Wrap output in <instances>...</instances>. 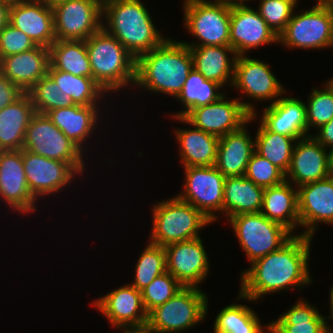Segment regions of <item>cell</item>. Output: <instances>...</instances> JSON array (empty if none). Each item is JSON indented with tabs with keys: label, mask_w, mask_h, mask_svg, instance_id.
Wrapping results in <instances>:
<instances>
[{
	"label": "cell",
	"mask_w": 333,
	"mask_h": 333,
	"mask_svg": "<svg viewBox=\"0 0 333 333\" xmlns=\"http://www.w3.org/2000/svg\"><path fill=\"white\" fill-rule=\"evenodd\" d=\"M312 237L294 235L280 249L251 263L241 273L238 299L259 300L263 295L305 287L312 283L308 270ZM296 286V287H295Z\"/></svg>",
	"instance_id": "cell-1"
},
{
	"label": "cell",
	"mask_w": 333,
	"mask_h": 333,
	"mask_svg": "<svg viewBox=\"0 0 333 333\" xmlns=\"http://www.w3.org/2000/svg\"><path fill=\"white\" fill-rule=\"evenodd\" d=\"M193 69L190 48L183 41L165 39L159 46L136 58V86L176 98Z\"/></svg>",
	"instance_id": "cell-2"
},
{
	"label": "cell",
	"mask_w": 333,
	"mask_h": 333,
	"mask_svg": "<svg viewBox=\"0 0 333 333\" xmlns=\"http://www.w3.org/2000/svg\"><path fill=\"white\" fill-rule=\"evenodd\" d=\"M102 18V27L136 58L166 39L141 0H103Z\"/></svg>",
	"instance_id": "cell-3"
},
{
	"label": "cell",
	"mask_w": 333,
	"mask_h": 333,
	"mask_svg": "<svg viewBox=\"0 0 333 333\" xmlns=\"http://www.w3.org/2000/svg\"><path fill=\"white\" fill-rule=\"evenodd\" d=\"M93 79L106 93L135 85L136 57L103 27L85 40Z\"/></svg>",
	"instance_id": "cell-4"
},
{
	"label": "cell",
	"mask_w": 333,
	"mask_h": 333,
	"mask_svg": "<svg viewBox=\"0 0 333 333\" xmlns=\"http://www.w3.org/2000/svg\"><path fill=\"white\" fill-rule=\"evenodd\" d=\"M152 209L153 227L149 242L163 247L201 237L199 231L212 223L177 196L154 204Z\"/></svg>",
	"instance_id": "cell-5"
},
{
	"label": "cell",
	"mask_w": 333,
	"mask_h": 333,
	"mask_svg": "<svg viewBox=\"0 0 333 333\" xmlns=\"http://www.w3.org/2000/svg\"><path fill=\"white\" fill-rule=\"evenodd\" d=\"M208 296L199 287H183L171 299L148 313L155 333H180L201 323L208 313Z\"/></svg>",
	"instance_id": "cell-6"
},
{
	"label": "cell",
	"mask_w": 333,
	"mask_h": 333,
	"mask_svg": "<svg viewBox=\"0 0 333 333\" xmlns=\"http://www.w3.org/2000/svg\"><path fill=\"white\" fill-rule=\"evenodd\" d=\"M185 29L200 41L183 42L188 47L230 46L231 5L212 0H185Z\"/></svg>",
	"instance_id": "cell-7"
},
{
	"label": "cell",
	"mask_w": 333,
	"mask_h": 333,
	"mask_svg": "<svg viewBox=\"0 0 333 333\" xmlns=\"http://www.w3.org/2000/svg\"><path fill=\"white\" fill-rule=\"evenodd\" d=\"M250 264L280 249L294 235L285 226L269 220L261 212L227 218Z\"/></svg>",
	"instance_id": "cell-8"
},
{
	"label": "cell",
	"mask_w": 333,
	"mask_h": 333,
	"mask_svg": "<svg viewBox=\"0 0 333 333\" xmlns=\"http://www.w3.org/2000/svg\"><path fill=\"white\" fill-rule=\"evenodd\" d=\"M23 149L52 160L67 162L80 175L86 169L84 151L55 126L46 114L35 113L32 116L26 129Z\"/></svg>",
	"instance_id": "cell-9"
},
{
	"label": "cell",
	"mask_w": 333,
	"mask_h": 333,
	"mask_svg": "<svg viewBox=\"0 0 333 333\" xmlns=\"http://www.w3.org/2000/svg\"><path fill=\"white\" fill-rule=\"evenodd\" d=\"M254 108L249 102L223 95L216 102L192 109L185 117L173 118L220 138L252 122L257 117Z\"/></svg>",
	"instance_id": "cell-10"
},
{
	"label": "cell",
	"mask_w": 333,
	"mask_h": 333,
	"mask_svg": "<svg viewBox=\"0 0 333 333\" xmlns=\"http://www.w3.org/2000/svg\"><path fill=\"white\" fill-rule=\"evenodd\" d=\"M292 14L278 43L288 48H333V15L329 6L314 5L305 12Z\"/></svg>",
	"instance_id": "cell-11"
},
{
	"label": "cell",
	"mask_w": 333,
	"mask_h": 333,
	"mask_svg": "<svg viewBox=\"0 0 333 333\" xmlns=\"http://www.w3.org/2000/svg\"><path fill=\"white\" fill-rule=\"evenodd\" d=\"M183 168L186 180L183 183L184 190L176 196L198 209L212 223L215 222L218 220V211L223 214L226 177L215 165Z\"/></svg>",
	"instance_id": "cell-12"
},
{
	"label": "cell",
	"mask_w": 333,
	"mask_h": 333,
	"mask_svg": "<svg viewBox=\"0 0 333 333\" xmlns=\"http://www.w3.org/2000/svg\"><path fill=\"white\" fill-rule=\"evenodd\" d=\"M103 0H67L53 8L56 40H87L103 25Z\"/></svg>",
	"instance_id": "cell-13"
},
{
	"label": "cell",
	"mask_w": 333,
	"mask_h": 333,
	"mask_svg": "<svg viewBox=\"0 0 333 333\" xmlns=\"http://www.w3.org/2000/svg\"><path fill=\"white\" fill-rule=\"evenodd\" d=\"M22 159L28 187L35 199L60 192L79 175L67 162L52 160L25 149H22Z\"/></svg>",
	"instance_id": "cell-14"
},
{
	"label": "cell",
	"mask_w": 333,
	"mask_h": 333,
	"mask_svg": "<svg viewBox=\"0 0 333 333\" xmlns=\"http://www.w3.org/2000/svg\"><path fill=\"white\" fill-rule=\"evenodd\" d=\"M164 248L166 271L184 287H198L209 275L210 263L200 237L172 243Z\"/></svg>",
	"instance_id": "cell-15"
},
{
	"label": "cell",
	"mask_w": 333,
	"mask_h": 333,
	"mask_svg": "<svg viewBox=\"0 0 333 333\" xmlns=\"http://www.w3.org/2000/svg\"><path fill=\"white\" fill-rule=\"evenodd\" d=\"M297 199L299 227L306 228L299 235L313 238L316 224L333 225V174L297 187Z\"/></svg>",
	"instance_id": "cell-16"
},
{
	"label": "cell",
	"mask_w": 333,
	"mask_h": 333,
	"mask_svg": "<svg viewBox=\"0 0 333 333\" xmlns=\"http://www.w3.org/2000/svg\"><path fill=\"white\" fill-rule=\"evenodd\" d=\"M230 46L237 56L260 45L278 42L277 34L267 25L258 11L246 4L231 5Z\"/></svg>",
	"instance_id": "cell-17"
},
{
	"label": "cell",
	"mask_w": 333,
	"mask_h": 333,
	"mask_svg": "<svg viewBox=\"0 0 333 333\" xmlns=\"http://www.w3.org/2000/svg\"><path fill=\"white\" fill-rule=\"evenodd\" d=\"M232 86L254 101L276 99L272 102L274 103L286 92L267 63L246 55L236 57Z\"/></svg>",
	"instance_id": "cell-18"
},
{
	"label": "cell",
	"mask_w": 333,
	"mask_h": 333,
	"mask_svg": "<svg viewBox=\"0 0 333 333\" xmlns=\"http://www.w3.org/2000/svg\"><path fill=\"white\" fill-rule=\"evenodd\" d=\"M327 150L312 135L298 139L293 148L289 169L285 174L286 181L299 187L332 175Z\"/></svg>",
	"instance_id": "cell-19"
},
{
	"label": "cell",
	"mask_w": 333,
	"mask_h": 333,
	"mask_svg": "<svg viewBox=\"0 0 333 333\" xmlns=\"http://www.w3.org/2000/svg\"><path fill=\"white\" fill-rule=\"evenodd\" d=\"M0 198L19 213L29 214L37 209V200L28 187L22 149L0 151Z\"/></svg>",
	"instance_id": "cell-20"
},
{
	"label": "cell",
	"mask_w": 333,
	"mask_h": 333,
	"mask_svg": "<svg viewBox=\"0 0 333 333\" xmlns=\"http://www.w3.org/2000/svg\"><path fill=\"white\" fill-rule=\"evenodd\" d=\"M93 302L92 305L116 328L147 324L148 313L143 306L141 291L130 283Z\"/></svg>",
	"instance_id": "cell-21"
},
{
	"label": "cell",
	"mask_w": 333,
	"mask_h": 333,
	"mask_svg": "<svg viewBox=\"0 0 333 333\" xmlns=\"http://www.w3.org/2000/svg\"><path fill=\"white\" fill-rule=\"evenodd\" d=\"M9 23L29 36L36 45L49 48L56 40L53 9L39 0L12 3Z\"/></svg>",
	"instance_id": "cell-22"
},
{
	"label": "cell",
	"mask_w": 333,
	"mask_h": 333,
	"mask_svg": "<svg viewBox=\"0 0 333 333\" xmlns=\"http://www.w3.org/2000/svg\"><path fill=\"white\" fill-rule=\"evenodd\" d=\"M50 66L49 48L37 45L35 48L0 58V71L27 93Z\"/></svg>",
	"instance_id": "cell-23"
},
{
	"label": "cell",
	"mask_w": 333,
	"mask_h": 333,
	"mask_svg": "<svg viewBox=\"0 0 333 333\" xmlns=\"http://www.w3.org/2000/svg\"><path fill=\"white\" fill-rule=\"evenodd\" d=\"M260 122L268 130L296 140L311 135L307 133L305 102L295 97H281L264 108Z\"/></svg>",
	"instance_id": "cell-24"
},
{
	"label": "cell",
	"mask_w": 333,
	"mask_h": 333,
	"mask_svg": "<svg viewBox=\"0 0 333 333\" xmlns=\"http://www.w3.org/2000/svg\"><path fill=\"white\" fill-rule=\"evenodd\" d=\"M246 124L239 130L220 137L215 167L225 177L245 175L247 164L255 151Z\"/></svg>",
	"instance_id": "cell-25"
},
{
	"label": "cell",
	"mask_w": 333,
	"mask_h": 333,
	"mask_svg": "<svg viewBox=\"0 0 333 333\" xmlns=\"http://www.w3.org/2000/svg\"><path fill=\"white\" fill-rule=\"evenodd\" d=\"M99 105H72L50 110L46 113L51 122L57 126L82 151L86 140L94 133L100 118Z\"/></svg>",
	"instance_id": "cell-26"
},
{
	"label": "cell",
	"mask_w": 333,
	"mask_h": 333,
	"mask_svg": "<svg viewBox=\"0 0 333 333\" xmlns=\"http://www.w3.org/2000/svg\"><path fill=\"white\" fill-rule=\"evenodd\" d=\"M35 109L28 93L0 110V151L21 150Z\"/></svg>",
	"instance_id": "cell-27"
},
{
	"label": "cell",
	"mask_w": 333,
	"mask_h": 333,
	"mask_svg": "<svg viewBox=\"0 0 333 333\" xmlns=\"http://www.w3.org/2000/svg\"><path fill=\"white\" fill-rule=\"evenodd\" d=\"M193 58V68L206 80L222 86H232L236 53L231 46H197L189 47ZM228 52V53H227ZM229 54L233 55L229 58Z\"/></svg>",
	"instance_id": "cell-28"
},
{
	"label": "cell",
	"mask_w": 333,
	"mask_h": 333,
	"mask_svg": "<svg viewBox=\"0 0 333 333\" xmlns=\"http://www.w3.org/2000/svg\"><path fill=\"white\" fill-rule=\"evenodd\" d=\"M175 137L179 145V158L184 167L213 166L216 163L219 137L193 129H176Z\"/></svg>",
	"instance_id": "cell-29"
},
{
	"label": "cell",
	"mask_w": 333,
	"mask_h": 333,
	"mask_svg": "<svg viewBox=\"0 0 333 333\" xmlns=\"http://www.w3.org/2000/svg\"><path fill=\"white\" fill-rule=\"evenodd\" d=\"M269 220L280 223L293 235L299 226L297 188L292 183H283L264 189L262 208L260 211Z\"/></svg>",
	"instance_id": "cell-30"
},
{
	"label": "cell",
	"mask_w": 333,
	"mask_h": 333,
	"mask_svg": "<svg viewBox=\"0 0 333 333\" xmlns=\"http://www.w3.org/2000/svg\"><path fill=\"white\" fill-rule=\"evenodd\" d=\"M330 319L306 300L299 299L287 312L270 322V333H329Z\"/></svg>",
	"instance_id": "cell-31"
},
{
	"label": "cell",
	"mask_w": 333,
	"mask_h": 333,
	"mask_svg": "<svg viewBox=\"0 0 333 333\" xmlns=\"http://www.w3.org/2000/svg\"><path fill=\"white\" fill-rule=\"evenodd\" d=\"M264 188L243 176L226 177L224 183L223 213L226 218L243 213L261 211Z\"/></svg>",
	"instance_id": "cell-32"
},
{
	"label": "cell",
	"mask_w": 333,
	"mask_h": 333,
	"mask_svg": "<svg viewBox=\"0 0 333 333\" xmlns=\"http://www.w3.org/2000/svg\"><path fill=\"white\" fill-rule=\"evenodd\" d=\"M49 52L52 68L93 78L85 40H55Z\"/></svg>",
	"instance_id": "cell-33"
},
{
	"label": "cell",
	"mask_w": 333,
	"mask_h": 333,
	"mask_svg": "<svg viewBox=\"0 0 333 333\" xmlns=\"http://www.w3.org/2000/svg\"><path fill=\"white\" fill-rule=\"evenodd\" d=\"M222 85L206 80L194 68L189 72L182 91L176 100L182 102L184 110L174 114V117H185L192 109L218 101L225 93L220 91Z\"/></svg>",
	"instance_id": "cell-34"
},
{
	"label": "cell",
	"mask_w": 333,
	"mask_h": 333,
	"mask_svg": "<svg viewBox=\"0 0 333 333\" xmlns=\"http://www.w3.org/2000/svg\"><path fill=\"white\" fill-rule=\"evenodd\" d=\"M213 329L214 333H270V324L261 325L258 315L250 306L231 303L218 313Z\"/></svg>",
	"instance_id": "cell-35"
},
{
	"label": "cell",
	"mask_w": 333,
	"mask_h": 333,
	"mask_svg": "<svg viewBox=\"0 0 333 333\" xmlns=\"http://www.w3.org/2000/svg\"><path fill=\"white\" fill-rule=\"evenodd\" d=\"M69 96L75 105H97L103 99L105 90L91 77L75 76L49 66L47 73ZM101 97V98H100Z\"/></svg>",
	"instance_id": "cell-36"
},
{
	"label": "cell",
	"mask_w": 333,
	"mask_h": 333,
	"mask_svg": "<svg viewBox=\"0 0 333 333\" xmlns=\"http://www.w3.org/2000/svg\"><path fill=\"white\" fill-rule=\"evenodd\" d=\"M296 141L293 137L268 130L260 122L255 136V151L286 174Z\"/></svg>",
	"instance_id": "cell-37"
},
{
	"label": "cell",
	"mask_w": 333,
	"mask_h": 333,
	"mask_svg": "<svg viewBox=\"0 0 333 333\" xmlns=\"http://www.w3.org/2000/svg\"><path fill=\"white\" fill-rule=\"evenodd\" d=\"M35 112L46 114L50 110L75 105L71 96L66 94L47 74L27 92Z\"/></svg>",
	"instance_id": "cell-38"
},
{
	"label": "cell",
	"mask_w": 333,
	"mask_h": 333,
	"mask_svg": "<svg viewBox=\"0 0 333 333\" xmlns=\"http://www.w3.org/2000/svg\"><path fill=\"white\" fill-rule=\"evenodd\" d=\"M166 271V251L163 246L148 242L135 266V278L131 286L141 291L153 279Z\"/></svg>",
	"instance_id": "cell-39"
},
{
	"label": "cell",
	"mask_w": 333,
	"mask_h": 333,
	"mask_svg": "<svg viewBox=\"0 0 333 333\" xmlns=\"http://www.w3.org/2000/svg\"><path fill=\"white\" fill-rule=\"evenodd\" d=\"M324 88H313L306 105V121L310 127L318 129L333 118V84L325 82Z\"/></svg>",
	"instance_id": "cell-40"
},
{
	"label": "cell",
	"mask_w": 333,
	"mask_h": 333,
	"mask_svg": "<svg viewBox=\"0 0 333 333\" xmlns=\"http://www.w3.org/2000/svg\"><path fill=\"white\" fill-rule=\"evenodd\" d=\"M184 286L170 273L165 271L141 290L143 306L147 313L171 299Z\"/></svg>",
	"instance_id": "cell-41"
},
{
	"label": "cell",
	"mask_w": 333,
	"mask_h": 333,
	"mask_svg": "<svg viewBox=\"0 0 333 333\" xmlns=\"http://www.w3.org/2000/svg\"><path fill=\"white\" fill-rule=\"evenodd\" d=\"M244 176L264 189L279 185L286 180L285 173L280 168L256 151L251 155Z\"/></svg>",
	"instance_id": "cell-42"
},
{
	"label": "cell",
	"mask_w": 333,
	"mask_h": 333,
	"mask_svg": "<svg viewBox=\"0 0 333 333\" xmlns=\"http://www.w3.org/2000/svg\"><path fill=\"white\" fill-rule=\"evenodd\" d=\"M296 4V0H260L257 11L278 36L298 7Z\"/></svg>",
	"instance_id": "cell-43"
},
{
	"label": "cell",
	"mask_w": 333,
	"mask_h": 333,
	"mask_svg": "<svg viewBox=\"0 0 333 333\" xmlns=\"http://www.w3.org/2000/svg\"><path fill=\"white\" fill-rule=\"evenodd\" d=\"M36 46L29 36L10 23L0 31V58L29 51Z\"/></svg>",
	"instance_id": "cell-44"
},
{
	"label": "cell",
	"mask_w": 333,
	"mask_h": 333,
	"mask_svg": "<svg viewBox=\"0 0 333 333\" xmlns=\"http://www.w3.org/2000/svg\"><path fill=\"white\" fill-rule=\"evenodd\" d=\"M25 92L0 71V110L15 102Z\"/></svg>",
	"instance_id": "cell-45"
},
{
	"label": "cell",
	"mask_w": 333,
	"mask_h": 333,
	"mask_svg": "<svg viewBox=\"0 0 333 333\" xmlns=\"http://www.w3.org/2000/svg\"><path fill=\"white\" fill-rule=\"evenodd\" d=\"M316 135H312L324 148L333 147V118L320 126Z\"/></svg>",
	"instance_id": "cell-46"
},
{
	"label": "cell",
	"mask_w": 333,
	"mask_h": 333,
	"mask_svg": "<svg viewBox=\"0 0 333 333\" xmlns=\"http://www.w3.org/2000/svg\"><path fill=\"white\" fill-rule=\"evenodd\" d=\"M11 2L0 0V31L9 24Z\"/></svg>",
	"instance_id": "cell-47"
},
{
	"label": "cell",
	"mask_w": 333,
	"mask_h": 333,
	"mask_svg": "<svg viewBox=\"0 0 333 333\" xmlns=\"http://www.w3.org/2000/svg\"><path fill=\"white\" fill-rule=\"evenodd\" d=\"M124 333H155L147 324L141 326L119 327Z\"/></svg>",
	"instance_id": "cell-48"
},
{
	"label": "cell",
	"mask_w": 333,
	"mask_h": 333,
	"mask_svg": "<svg viewBox=\"0 0 333 333\" xmlns=\"http://www.w3.org/2000/svg\"><path fill=\"white\" fill-rule=\"evenodd\" d=\"M39 1H41L46 7L53 9L55 6L64 3L67 0H39Z\"/></svg>",
	"instance_id": "cell-49"
},
{
	"label": "cell",
	"mask_w": 333,
	"mask_h": 333,
	"mask_svg": "<svg viewBox=\"0 0 333 333\" xmlns=\"http://www.w3.org/2000/svg\"><path fill=\"white\" fill-rule=\"evenodd\" d=\"M246 1L250 0H213V2L225 3L229 5L245 4Z\"/></svg>",
	"instance_id": "cell-50"
},
{
	"label": "cell",
	"mask_w": 333,
	"mask_h": 333,
	"mask_svg": "<svg viewBox=\"0 0 333 333\" xmlns=\"http://www.w3.org/2000/svg\"><path fill=\"white\" fill-rule=\"evenodd\" d=\"M330 320L332 319L333 320V286L332 288L330 289Z\"/></svg>",
	"instance_id": "cell-51"
},
{
	"label": "cell",
	"mask_w": 333,
	"mask_h": 333,
	"mask_svg": "<svg viewBox=\"0 0 333 333\" xmlns=\"http://www.w3.org/2000/svg\"><path fill=\"white\" fill-rule=\"evenodd\" d=\"M333 4V0H318L316 5L318 6H330Z\"/></svg>",
	"instance_id": "cell-52"
},
{
	"label": "cell",
	"mask_w": 333,
	"mask_h": 333,
	"mask_svg": "<svg viewBox=\"0 0 333 333\" xmlns=\"http://www.w3.org/2000/svg\"><path fill=\"white\" fill-rule=\"evenodd\" d=\"M330 168L333 173V147L329 149Z\"/></svg>",
	"instance_id": "cell-53"
},
{
	"label": "cell",
	"mask_w": 333,
	"mask_h": 333,
	"mask_svg": "<svg viewBox=\"0 0 333 333\" xmlns=\"http://www.w3.org/2000/svg\"><path fill=\"white\" fill-rule=\"evenodd\" d=\"M6 1L11 2V3H16V2H18L20 0H6Z\"/></svg>",
	"instance_id": "cell-54"
},
{
	"label": "cell",
	"mask_w": 333,
	"mask_h": 333,
	"mask_svg": "<svg viewBox=\"0 0 333 333\" xmlns=\"http://www.w3.org/2000/svg\"><path fill=\"white\" fill-rule=\"evenodd\" d=\"M329 8L331 9L332 15H333V4L329 6Z\"/></svg>",
	"instance_id": "cell-55"
},
{
	"label": "cell",
	"mask_w": 333,
	"mask_h": 333,
	"mask_svg": "<svg viewBox=\"0 0 333 333\" xmlns=\"http://www.w3.org/2000/svg\"><path fill=\"white\" fill-rule=\"evenodd\" d=\"M329 81L333 84V77Z\"/></svg>",
	"instance_id": "cell-56"
}]
</instances>
